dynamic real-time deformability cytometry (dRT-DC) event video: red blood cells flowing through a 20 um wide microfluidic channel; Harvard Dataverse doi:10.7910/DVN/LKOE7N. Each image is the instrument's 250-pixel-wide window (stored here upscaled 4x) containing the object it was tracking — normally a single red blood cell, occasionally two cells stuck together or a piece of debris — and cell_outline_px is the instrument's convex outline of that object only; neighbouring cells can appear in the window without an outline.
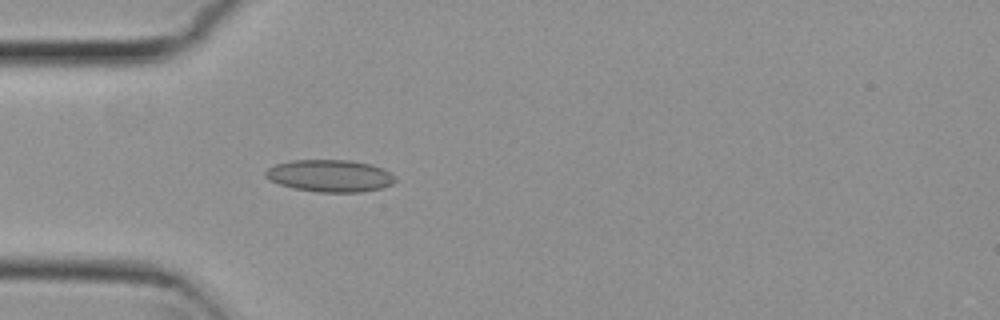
{"species": "common noctule bat (a hibernating species)", "species_latin": "Nyctalus noctula", "temperature_condition": "cold", "stored_images_in_passage": 54, "camera_frame_rate_fps": 3000, "um_per_image_px": 0.085, "animal": {"sex": "female", "body_mass_g": 29.2, "forearm_length_mm": 56.3}, "frame": {"image": 1, "passage_image": 16, "time_ms": 5.0, "image_size_px": [1000, 320], "cell_outline_px": [[396, 180], [392, 184], [380, 188], [364, 192], [316, 192], [296, 188], [280, 184], [268, 180], [264, 176], [264, 172], [268, 168], [276, 164], [292, 160], [348, 160], [372, 164], [396, 176]], "centroid_in_image_um": [28.03, 14.94], "position_along_channel_um": 57.0, "area_um2": 24.28}}
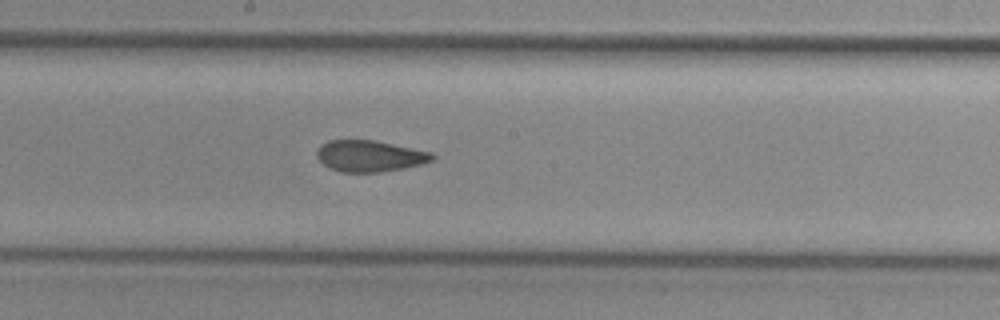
{"frame": {"image": 2, "passage_image": 29, "time_ms": 9.333, "image_size_px": [1000, 320], "cell_outline_px": [[436, 156], [432, 160], [420, 164], [404, 168], [380, 172], [340, 172], [328, 168], [316, 156], [316, 152], [328, 140], [372, 140], [432, 152]], "centroid_in_image_um": [31.42, 13.27], "position_along_channel_um": 216.8, "area_um2": 20.87}}
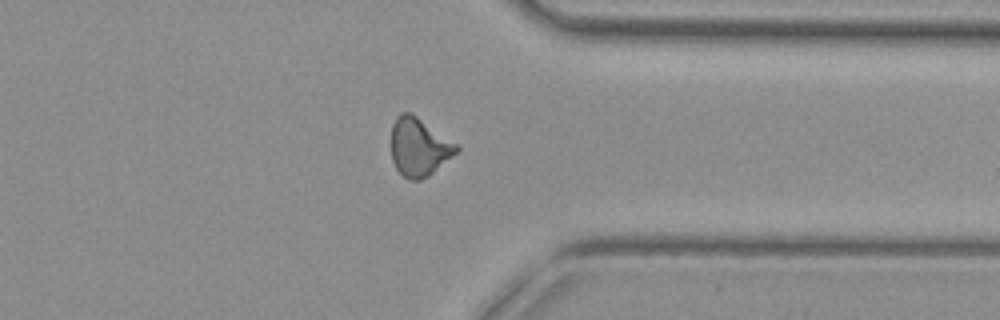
{"frame": {"image": 3, "passage_image": 42, "time_ms": 13.667, "image_size_px": [1000, 320], "cell_outline_px": [[460, 148], [452, 156], [428, 176], [420, 180], [408, 180], [396, 168], [392, 160], [392, 124], [396, 116], [400, 112], [408, 112], [416, 116], [460, 144]], "centroid_in_image_um": [35.63, 12.48], "position_along_channel_um": 375.8, "area_um2": 22.14}, "authors_computed_cell_mechanics": {"area_um2": 21.9062, "velocity_mm_per_s": 3.7875, "shape_relaxation_time_tau1_ms": null, "shape_relaxation_time_tau2_ms": 2.1285, "deformation_change_tau1": null, "deformation_change_tau2": 0.0811}}